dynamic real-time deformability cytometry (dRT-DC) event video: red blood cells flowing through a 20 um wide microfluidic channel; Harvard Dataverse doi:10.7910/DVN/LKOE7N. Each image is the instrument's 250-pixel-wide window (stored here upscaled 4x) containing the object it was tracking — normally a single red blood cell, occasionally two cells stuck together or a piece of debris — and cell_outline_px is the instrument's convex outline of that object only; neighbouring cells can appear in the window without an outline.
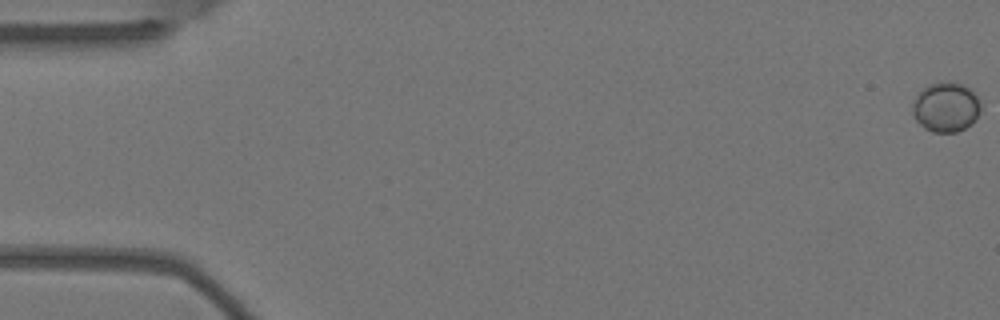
{"species": "Egyptian fruit bat (a non-hibernating species)", "species_latin": "Rousettus aegyptiacus", "temperature_condition": "warm", "stored_images_in_passage": 10, "camera_frame_rate_fps": 3000, "um_per_image_px": 0.085, "animal": {"sex": "female"}, "frame": {"image": 1, "passage_image": 1, "time_ms": 0.0, "image_size_px": [1000, 320], "cell_outline_px": [[980, 112], [972, 124], [956, 132], [932, 132], [924, 128], [912, 116], [912, 104], [916, 96], [928, 84], [940, 80], [948, 80], [964, 84], [972, 88], [980, 100]], "centroid_in_image_um": [80.41, 9.07], "position_along_channel_um": 4.6, "area_um2": 20.29}}
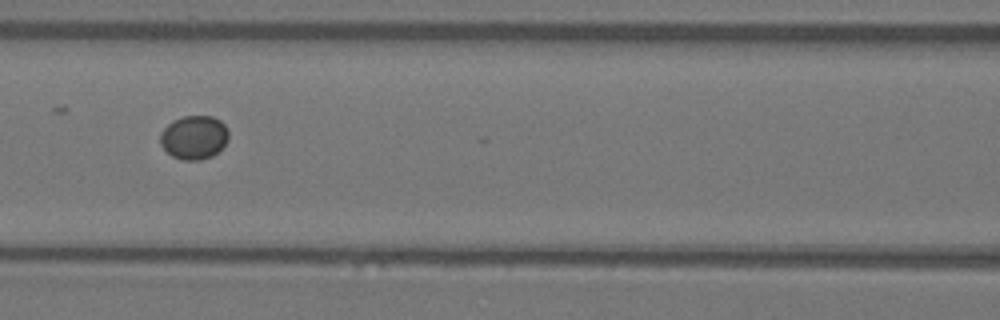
{"frame": {"image": 2, "passage_image": 7, "time_ms": 2.0, "image_size_px": [1000, 320], "cell_outline_px": [[228, 140], [212, 156], [200, 160], [184, 160], [172, 156], [160, 144], [160, 132], [172, 120], [184, 116], [212, 116], [220, 120], [224, 124], [228, 132]], "centroid_in_image_um": [16.48, 11.66], "position_along_channel_um": 150.1, "area_um2": 17.34}}
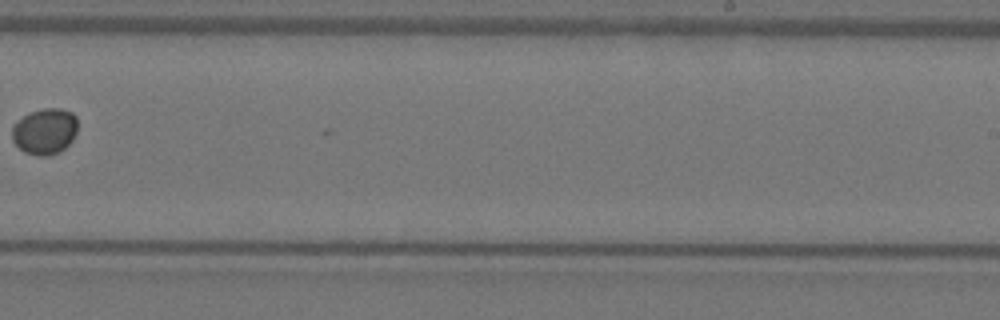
{"frame": {"image": 3, "passage_image": 10, "time_ms": 3.0, "image_size_px": [1000, 320], "cell_outline_px": [[76, 132], [72, 140], [60, 152], [48, 156], [40, 156], [24, 152], [12, 140], [12, 124], [28, 112], [44, 108], [60, 108], [72, 112], [76, 116]], "centroid_in_image_um": [3.79, 11.15], "position_along_channel_um": 285.2, "area_um2": 17.74}}